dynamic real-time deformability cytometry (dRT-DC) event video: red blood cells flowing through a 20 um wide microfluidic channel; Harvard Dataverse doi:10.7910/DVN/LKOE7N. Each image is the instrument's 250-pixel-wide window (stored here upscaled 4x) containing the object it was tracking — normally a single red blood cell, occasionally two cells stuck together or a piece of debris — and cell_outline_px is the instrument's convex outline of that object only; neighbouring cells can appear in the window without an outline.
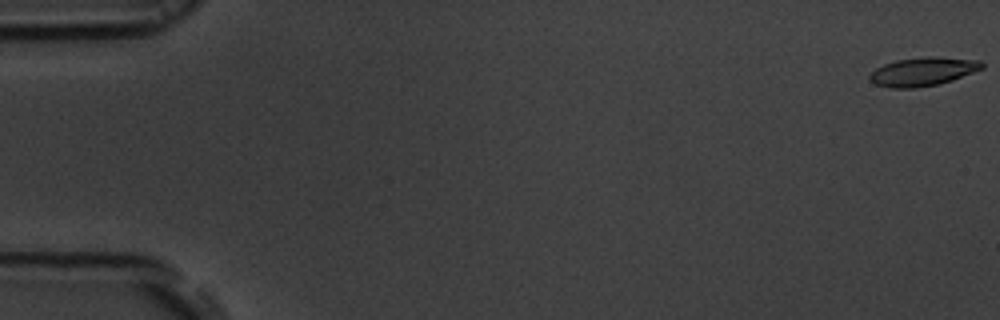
{"species": "common noctule bat (a hibernating species)", "species_latin": "Nyctalus noctula", "temperature_condition": "room temperature", "stored_images_in_passage": 54, "camera_frame_rate_fps": 3000, "um_per_image_px": 0.085, "animal": {"sex": "male", "body_mass_g": 19.5, "forearm_length_mm": 54.6}, "frame": {"image": 1, "passage_image": 1, "time_ms": 0.0, "image_size_px": [1000, 320], "cell_outline_px": [[984, 68], [952, 80], [940, 84], [916, 88], [892, 88], [876, 84], [868, 76], [876, 68], [884, 64], [896, 60], [928, 56], [936, 56], [980, 60], [984, 64]], "centroid_in_image_um": [78.48, 6.08], "position_along_channel_um": 6.5, "area_um2": 18.73}}
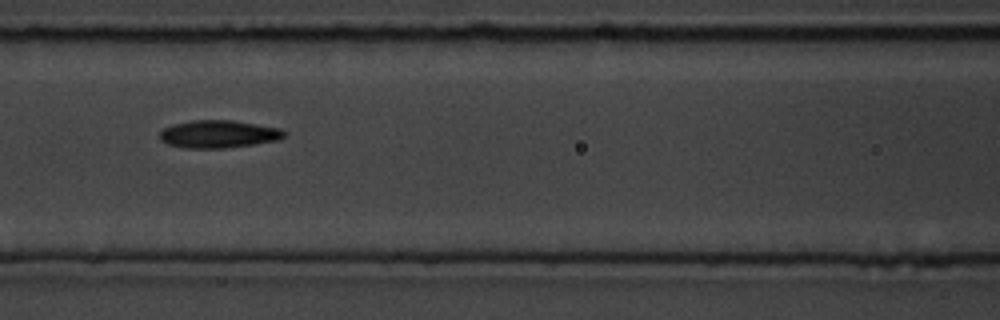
{"frame": {"image": 2, "passage_image": 24, "time_ms": 7.667, "image_size_px": [1000, 320], "cell_outline_px": [[288, 132], [280, 140], [224, 148], [184, 148], [168, 144], [160, 140], [160, 132], [164, 128], [172, 124], [192, 120], [232, 120], [280, 128]], "centroid_in_image_um": [18.58, 11.39], "position_along_channel_um": 148.0, "area_um2": 20.11}}
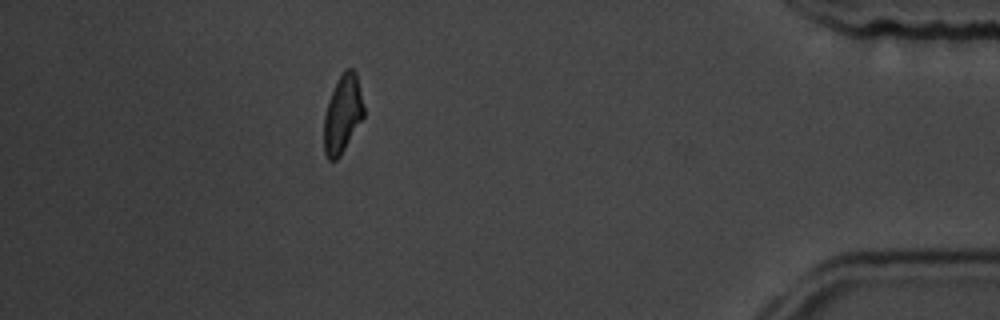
{"frame": {"image": 3, "passage_image": 48, "time_ms": 15.667, "image_size_px": [1000, 320], "cell_outline_px": [[364, 116], [340, 156], [336, 160], [328, 160], [324, 152], [324, 116], [328, 100], [344, 68], [352, 68], [356, 72], [364, 108]], "centroid_in_image_um": [29.11, 9.7], "position_along_channel_um": 406.1, "area_um2": 17.92}, "authors_computed_cell_mechanics": {"area_um2": 19.0162, "velocity_mm_per_s": 3.8428, "shape_relaxation_time_tau1_ms": 3.4459, "shape_relaxation_time_tau2_ms": 2.7422, "deformation_change_tau1": 0.1336, "deformation_change_tau2": 0.0983}}